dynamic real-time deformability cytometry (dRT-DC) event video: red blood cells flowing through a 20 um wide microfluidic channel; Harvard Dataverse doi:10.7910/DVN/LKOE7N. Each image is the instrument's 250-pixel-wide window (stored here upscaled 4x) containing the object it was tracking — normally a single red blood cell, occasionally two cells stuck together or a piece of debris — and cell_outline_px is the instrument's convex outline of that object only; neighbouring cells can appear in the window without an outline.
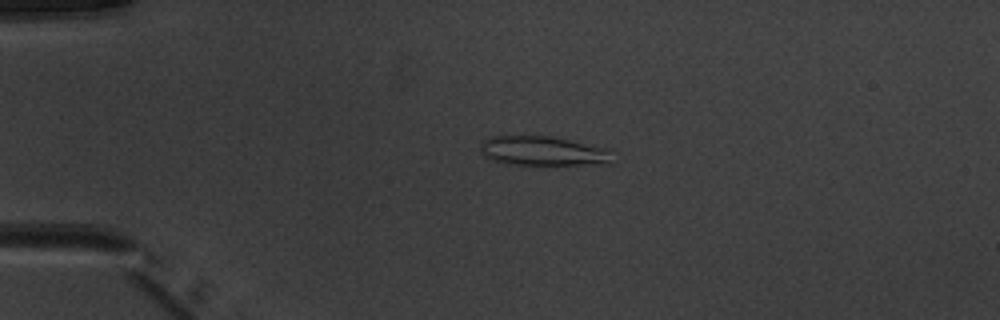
{"species": "common noctule bat (a hibernating species)", "species_latin": "Nyctalus noctula", "temperature_condition": "warm", "stored_images_in_passage": 40, "camera_frame_rate_fps": 3000, "um_per_image_px": 0.085, "animal": {"sex": "male", "body_mass_g": 20.1, "forearm_length_mm": 53.5}, "frame": {"image": 1, "passage_image": 1, "time_ms": 0.0, "image_size_px": [1000, 320], "cell_outline_px": [[612, 164], [516, 164], [492, 160], [484, 156], [480, 152], [480, 144], [484, 140], [492, 136], [552, 136], [608, 148], [612, 152]], "centroid_in_image_um": [46.19, 12.82], "position_along_channel_um": 38.8, "area_um2": 22.6}}
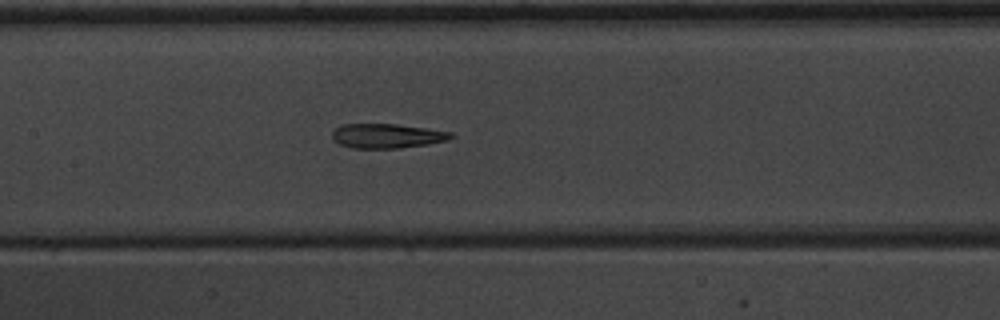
{"frame": {"image": 2, "passage_image": 14, "time_ms": 4.333, "image_size_px": [1000, 320], "cell_outline_px": [[456, 136], [448, 140], [428, 144], [400, 148], [352, 148], [340, 144], [332, 140], [332, 132], [336, 128], [344, 124], [396, 124], [452, 132]], "centroid_in_image_um": [32.9, 11.55], "position_along_channel_um": 174.5, "area_um2": 16.94}}
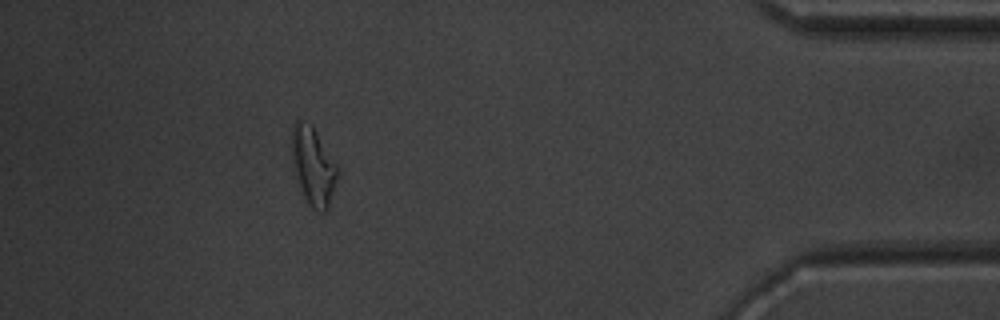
{"frame": {"image": 3, "passage_image": 35, "time_ms": 11.333, "image_size_px": [1000, 320], "cell_outline_px": [[340, 172], [328, 212], [316, 212], [304, 200], [296, 172], [292, 156], [292, 128], [296, 120], [300, 120], [312, 124], [340, 168]], "centroid_in_image_um": [26.68, 14.16], "position_along_channel_um": 408.5, "area_um2": 21.21}, "authors_computed_cell_mechanics": {"area_um2": 18.0914, "velocity_mm_per_s": 4.008, "shape_relaxation_time_tau1_ms": null, "shape_relaxation_time_tau2_ms": 2.5163, "deformation_change_tau1": null, "deformation_change_tau2": 0.1298}}